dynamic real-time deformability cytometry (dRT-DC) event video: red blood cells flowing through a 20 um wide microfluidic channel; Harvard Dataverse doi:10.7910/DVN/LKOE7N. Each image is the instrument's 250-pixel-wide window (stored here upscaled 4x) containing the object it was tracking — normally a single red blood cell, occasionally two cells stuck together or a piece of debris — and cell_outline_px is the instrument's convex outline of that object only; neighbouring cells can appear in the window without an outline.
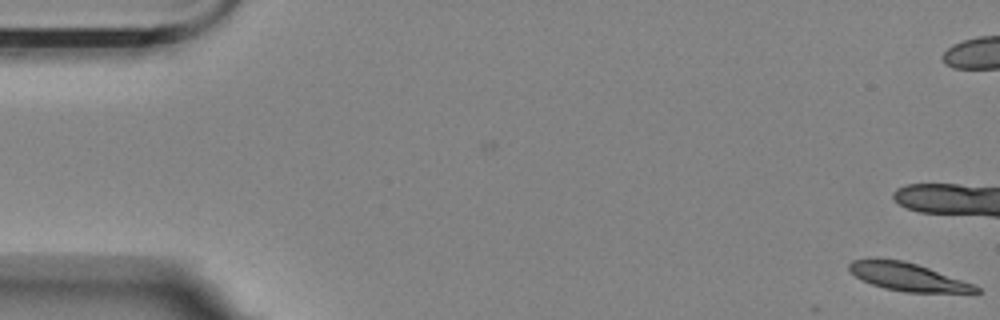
{"species": "Egyptian fruit bat (a non-hibernating species)", "species_latin": "Rousettus aegyptiacus", "temperature_condition": "room temperature", "stored_images_in_passage": 5, "camera_frame_rate_fps": 3000, "um_per_image_px": 0.085, "animal": {"sex": "female"}, "frame": {"image": 1, "passage_image": 5, "time_ms": 1.333, "image_size_px": [1000, 320], "cell_outline_px": [[980, 292], [904, 292], [884, 288], [872, 284], [856, 276], [848, 268], [848, 264], [852, 260], [872, 256], [876, 256], [904, 260], [976, 284], [980, 288]], "centroid_in_image_um": [77.11, 23.49], "position_along_channel_um": 7.9, "area_um2": 20.92}}